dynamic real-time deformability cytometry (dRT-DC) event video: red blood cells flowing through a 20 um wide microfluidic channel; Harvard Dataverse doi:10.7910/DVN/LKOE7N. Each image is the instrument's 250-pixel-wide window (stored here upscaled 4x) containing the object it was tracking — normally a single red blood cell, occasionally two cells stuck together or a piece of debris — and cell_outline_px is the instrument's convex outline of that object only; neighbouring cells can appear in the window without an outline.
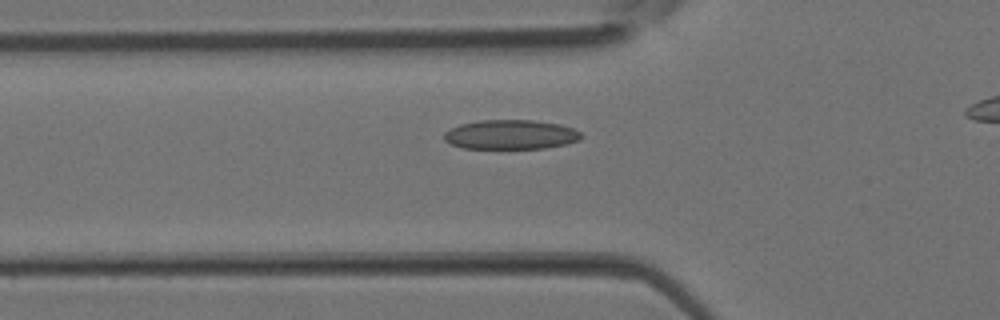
{"species": "Egyptian fruit bat (a non-hibernating species)", "species_latin": "Rousettus aegyptiacus", "temperature_condition": "room temperature", "stored_images_in_passage": 27, "camera_frame_rate_fps": 3000, "um_per_image_px": 0.085, "animal": {"sex": "female"}, "frame": {"image": 1, "passage_image": 7, "time_ms": 2.0, "image_size_px": [1000, 320], "cell_outline_px": [[584, 136], [580, 140], [568, 144], [544, 148], [464, 148], [452, 144], [444, 140], [444, 132], [460, 124], [480, 120], [532, 120], [560, 124], [572, 128], [580, 132]], "centroid_in_image_um": [43.45, 11.44], "position_along_channel_um": 82.4, "area_um2": 23.52}}
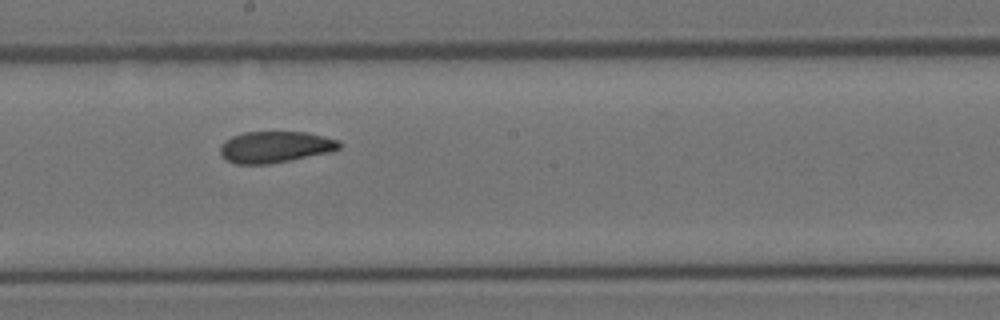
{"frame": {"image": 2, "passage_image": 15, "time_ms": 4.667, "image_size_px": [1000, 320], "cell_outline_px": [[340, 148], [328, 152], [268, 164], [236, 164], [224, 160], [220, 156], [220, 144], [224, 140], [232, 136], [244, 132], [308, 132], [340, 140]], "centroid_in_image_um": [23.32, 12.49], "position_along_channel_um": 224.9, "area_um2": 21.85}}
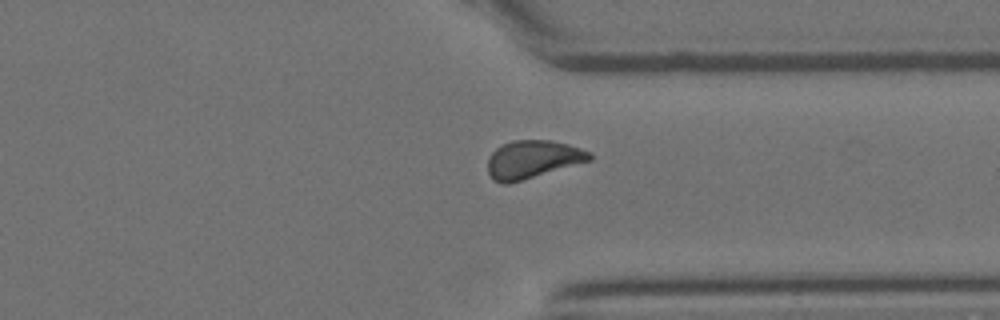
{"frame": {"image": 3, "passage_image": 23, "time_ms": 7.333, "image_size_px": [1000, 320], "cell_outline_px": [[592, 160], [508, 184], [504, 184], [492, 180], [488, 172], [488, 156], [496, 148], [512, 140], [552, 140], [568, 144], [580, 148], [588, 152], [592, 156]], "centroid_in_image_um": [45.25, 13.55], "position_along_channel_um": 366.2, "area_um2": 22.48}}